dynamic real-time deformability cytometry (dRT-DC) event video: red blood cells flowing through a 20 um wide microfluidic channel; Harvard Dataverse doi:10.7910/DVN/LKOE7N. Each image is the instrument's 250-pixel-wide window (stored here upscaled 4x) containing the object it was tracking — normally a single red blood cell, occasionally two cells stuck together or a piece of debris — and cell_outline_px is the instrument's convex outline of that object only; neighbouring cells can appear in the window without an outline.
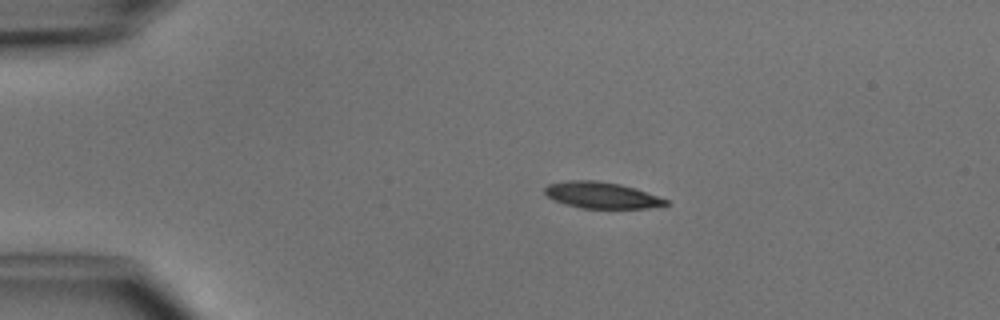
{"species": "common noctule bat (a hibernating species)", "species_latin": "Nyctalus noctula", "temperature_condition": "cold", "stored_images_in_passage": 2, "camera_frame_rate_fps": 3000, "um_per_image_px": 0.085, "animal": {"sex": "male", "body_mass_g": 15.6}, "frame": {"image": 1, "passage_image": 1, "time_ms": 0.0, "image_size_px": [1000, 320], "cell_outline_px": [[668, 204], [648, 208], [580, 208], [556, 200], [548, 196], [544, 192], [544, 188], [548, 184], [568, 180], [596, 180], [620, 184], [668, 200]], "centroid_in_image_um": [51.1, 16.58], "position_along_channel_um": 33.9, "area_um2": 18.15}}